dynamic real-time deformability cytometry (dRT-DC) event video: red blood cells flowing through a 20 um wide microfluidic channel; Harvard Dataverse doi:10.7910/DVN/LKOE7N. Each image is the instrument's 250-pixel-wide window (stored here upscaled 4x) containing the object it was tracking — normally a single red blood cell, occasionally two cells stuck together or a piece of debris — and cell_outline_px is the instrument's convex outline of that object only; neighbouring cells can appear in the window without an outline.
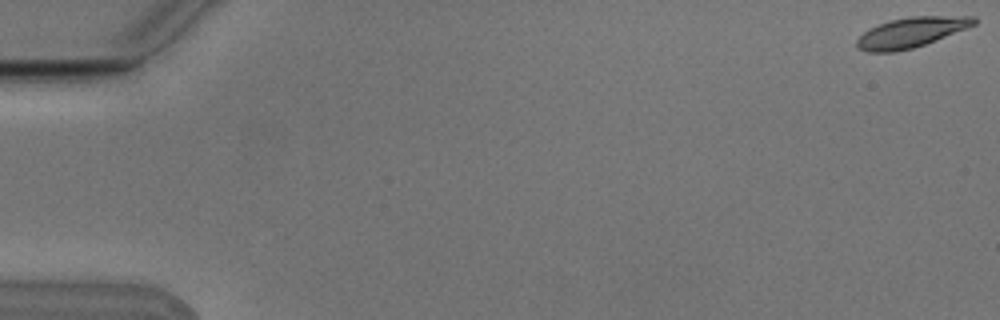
{"species": "Egyptian fruit bat (a non-hibernating species)", "species_latin": "Rousettus aegyptiacus", "temperature_condition": "cold", "stored_images_in_passage": 8, "camera_frame_rate_fps": 3000, "um_per_image_px": 0.085, "animal": {"sex": "male"}, "frame": {"image": 1, "passage_image": 1, "time_ms": 0.0, "image_size_px": [1000, 320], "cell_outline_px": [[976, 24], [924, 44], [912, 48], [892, 52], [868, 52], [860, 48], [856, 44], [856, 40], [868, 28], [888, 20], [908, 16], [976, 16]], "centroid_in_image_um": [77.41, 2.73], "position_along_channel_um": 7.6, "area_um2": 20.35}}
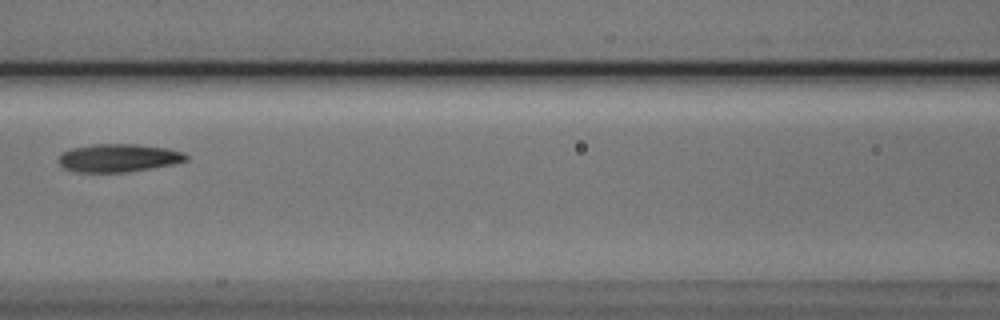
{"frame": {"image": 2, "passage_image": 8, "time_ms": 2.333, "image_size_px": [1000, 320], "cell_outline_px": [[188, 160], [172, 164], [152, 168], [128, 172], [76, 172], [64, 168], [56, 160], [60, 152], [72, 148], [92, 144], [136, 144], [168, 148], [184, 152], [188, 156]], "centroid_in_image_um": [10.04, 13.42], "position_along_channel_um": 156.6, "area_um2": 21.1}}